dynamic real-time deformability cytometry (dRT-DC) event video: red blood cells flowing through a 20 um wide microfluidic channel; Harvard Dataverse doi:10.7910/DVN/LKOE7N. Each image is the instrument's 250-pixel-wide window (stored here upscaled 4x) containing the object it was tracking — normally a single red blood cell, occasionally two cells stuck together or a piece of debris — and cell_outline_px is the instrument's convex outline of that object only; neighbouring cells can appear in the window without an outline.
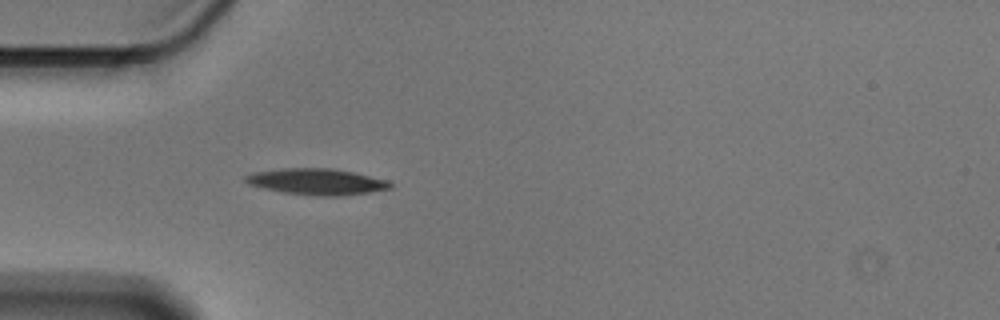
{"species": "Egyptian fruit bat (a non-hibernating species)", "species_latin": "Rousettus aegyptiacus", "temperature_condition": "cold", "stored_images_in_passage": 40, "camera_frame_rate_fps": 3000, "um_per_image_px": 0.085, "animal": {"sex": "male"}, "frame": {"image": 1, "passage_image": 1, "time_ms": 0.0, "image_size_px": [1000, 320], "cell_outline_px": [[392, 188], [368, 192], [340, 196], [320, 196], [284, 192], [264, 188], [252, 184], [244, 180], [244, 176], [252, 172], [284, 168], [332, 168], [352, 172], [388, 180], [392, 184]], "centroid_in_image_um": [26.94, 15.43], "position_along_channel_um": 58.1, "area_um2": 21.85}}
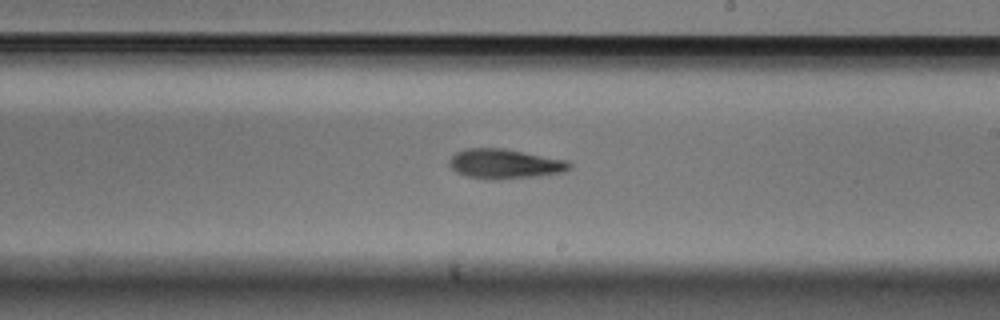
{"frame": {"image": 2, "passage_image": 17, "time_ms": 5.333, "image_size_px": [1000, 320], "cell_outline_px": [[572, 168], [564, 172], [536, 176], [496, 180], [488, 180], [464, 176], [456, 172], [448, 164], [448, 160], [456, 152], [464, 148], [504, 148], [568, 160], [572, 164]], "centroid_in_image_um": [42.9, 13.93], "position_along_channel_um": 246.1, "area_um2": 21.15}}
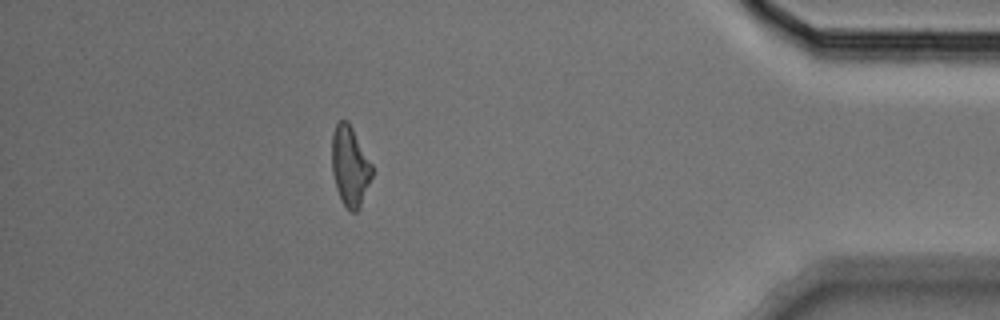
{"frame": {"image": 3, "passage_image": 34, "time_ms": 11.0, "image_size_px": [1000, 320], "cell_outline_px": [[372, 176], [360, 208], [356, 212], [352, 212], [344, 204], [336, 188], [332, 172], [332, 132], [336, 124], [340, 120], [348, 120], [372, 164]], "centroid_in_image_um": [29.74, 14.1], "position_along_channel_um": 405.5, "area_um2": 18.61}, "authors_computed_cell_mechanics": {"area_um2": 19.5942, "velocity_mm_per_s": 3.6038, "shape_relaxation_time_tau1_ms": 6.9033, "shape_relaxation_time_tau2_ms": null, "deformation_change_tau1": 0.188, "deformation_change_tau2": null}}